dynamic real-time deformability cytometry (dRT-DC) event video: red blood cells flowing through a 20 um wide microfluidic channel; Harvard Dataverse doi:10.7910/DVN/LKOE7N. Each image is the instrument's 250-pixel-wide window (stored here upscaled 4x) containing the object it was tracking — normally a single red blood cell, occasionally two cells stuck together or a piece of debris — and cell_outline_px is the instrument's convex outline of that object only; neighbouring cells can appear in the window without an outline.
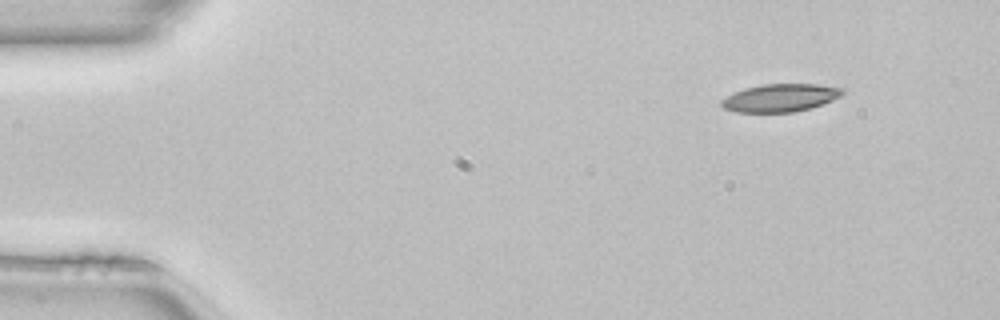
{"species": "common noctule bat (a hibernating species)", "species_latin": "Nyctalus noctula", "temperature_condition": "room temperature", "stored_images_in_passage": 45, "camera_frame_rate_fps": 3000, "um_per_image_px": 0.085, "animal": {"sex": "female", "body_mass_g": 22.7, "forearm_length_mm": 54.2}, "frame": {"image": 1, "passage_image": 1, "time_ms": 0.0, "image_size_px": [1000, 320], "cell_outline_px": [[844, 92], [840, 96], [832, 100], [808, 108], [792, 112], [736, 112], [724, 108], [720, 104], [720, 100], [744, 88], [760, 84], [816, 84], [844, 88]], "centroid_in_image_um": [66.3, 8.3], "position_along_channel_um": 18.7, "area_um2": 19.42}}
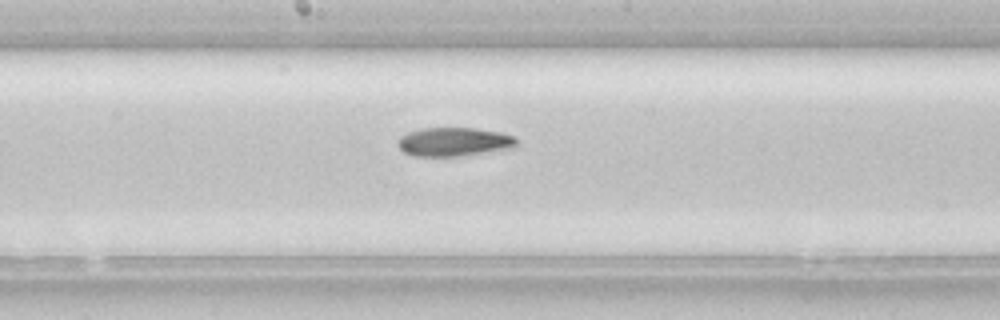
{"frame": {"image": 2, "passage_image": 22, "time_ms": 7.0, "image_size_px": [1000, 320], "cell_outline_px": [[516, 148], [460, 156], [412, 156], [404, 152], [396, 144], [396, 140], [400, 136], [408, 132], [420, 128], [476, 128], [500, 132], [516, 136]], "centroid_in_image_um": [38.59, 12.05], "position_along_channel_um": 209.6, "area_um2": 20.23}}
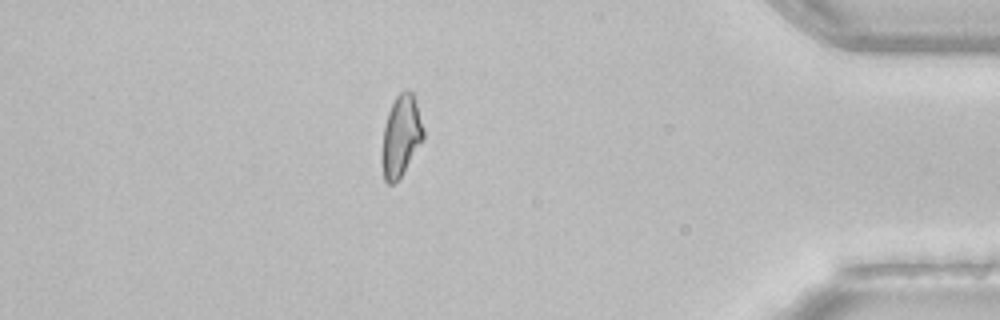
{"frame": {"image": 3, "passage_image": 39, "time_ms": 12.667, "image_size_px": [1000, 320], "cell_outline_px": [[424, 136], [400, 176], [392, 184], [388, 184], [384, 180], [380, 160], [380, 156], [384, 124], [388, 112], [396, 96], [400, 92], [408, 88], [412, 92], [424, 128]], "centroid_in_image_um": [34.03, 11.54], "position_along_channel_um": 401.2, "area_um2": 19.42}, "authors_computed_cell_mechanics": {"area_um2": 19.9988, "velocity_mm_per_s": 4.1202, "shape_relaxation_time_tau1_ms": null, "shape_relaxation_time_tau2_ms": 6.7946, "deformation_change_tau1": null, "deformation_change_tau2": 0.1695}}